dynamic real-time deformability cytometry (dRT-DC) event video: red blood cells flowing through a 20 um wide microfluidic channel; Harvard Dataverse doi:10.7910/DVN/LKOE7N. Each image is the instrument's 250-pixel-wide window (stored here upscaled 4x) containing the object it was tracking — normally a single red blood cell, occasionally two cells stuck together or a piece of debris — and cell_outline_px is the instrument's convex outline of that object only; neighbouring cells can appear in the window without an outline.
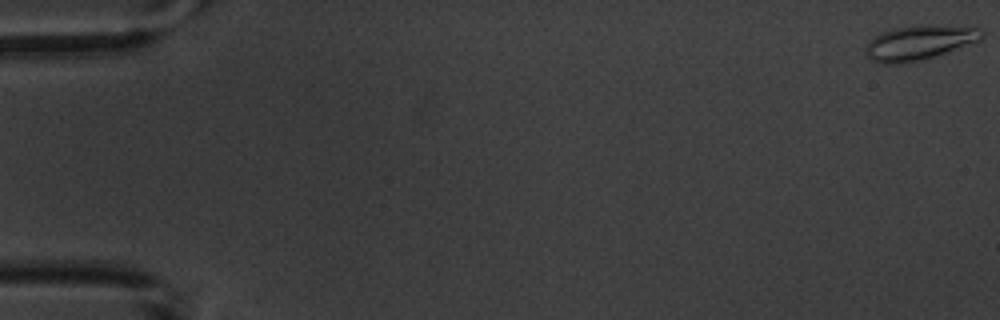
{"species": "common noctule bat (a hibernating species)", "species_latin": "Nyctalus noctula", "temperature_condition": "warm", "stored_images_in_passage": 5, "camera_frame_rate_fps": 3000, "um_per_image_px": 0.085, "animal": {"sex": "male", "body_mass_g": 20.1, "forearm_length_mm": 53.5}, "frame": {"image": 1, "passage_image": 1, "time_ms": 0.0, "image_size_px": [1000, 320], "cell_outline_px": [[984, 36], [980, 40], [924, 60], [900, 64], [880, 64], [872, 60], [864, 52], [864, 48], [868, 40], [880, 32], [896, 28], [980, 28], [984, 32]], "centroid_in_image_um": [78.02, 3.7], "position_along_channel_um": 7.0, "area_um2": 22.43}}
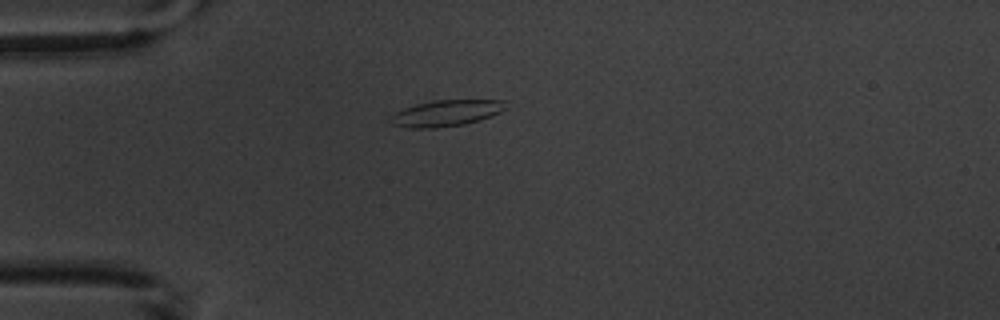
{"frame": {"image": 2, "passage_image": 5, "time_ms": 5.0, "image_size_px": [1000, 320], "cell_outline_px": [[508, 108], [500, 112], [480, 120], [464, 124], [436, 128], [412, 128], [392, 124], [388, 120], [396, 112], [404, 108], [416, 104], [432, 100], [504, 100]], "centroid_in_image_um": [37.94, 9.61], "position_along_channel_um": 47.1, "area_um2": 17.57}}